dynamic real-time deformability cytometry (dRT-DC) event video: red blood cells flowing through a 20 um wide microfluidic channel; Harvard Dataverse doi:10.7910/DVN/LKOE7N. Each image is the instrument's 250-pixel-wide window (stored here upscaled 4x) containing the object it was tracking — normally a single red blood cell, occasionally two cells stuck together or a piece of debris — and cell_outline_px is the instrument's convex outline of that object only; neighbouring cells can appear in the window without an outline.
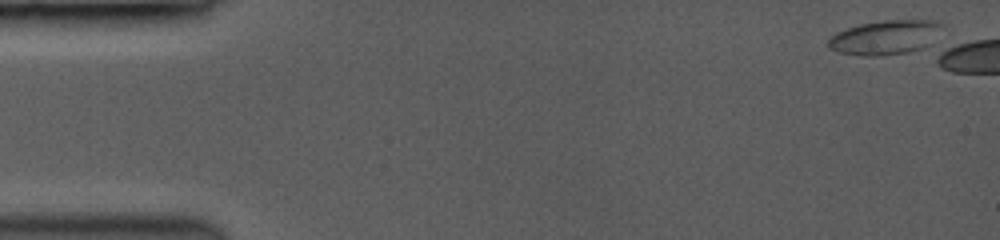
{"species": "common noctule bat (a hibernating species)", "species_latin": "Nyctalus noctula", "temperature_condition": "room temperature", "stored_images_in_passage": 25, "camera_frame_rate_fps": 3500, "um_per_image_px": 0.085, "animal": {"sex": "female", "body_mass_g": 19.0, "forearm_length_mm": 53.3}, "frame": {"image": 1, "passage_image": 1, "time_ms": 0.0, "image_size_px": [1000, 240], "cell_outline_px": [[936, 24], [920, 48], [904, 52], [840, 52], [828, 48], [828, 40], [832, 36], [848, 28], [864, 24], [888, 20], [920, 20]], "centroid_in_image_um": [75.01, 3.13], "position_along_channel_um": 10.0, "area_um2": 19.54}}
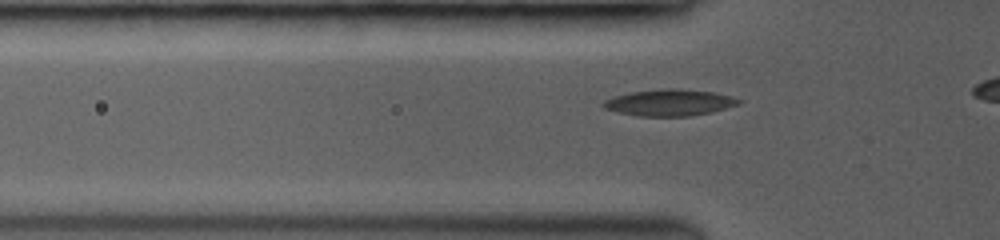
{"frame": {"image": 2, "passage_image": 18, "time_ms": 4.857, "image_size_px": [1000, 240], "cell_outline_px": [[740, 104], [708, 112], [688, 116], [640, 116], [620, 112], [604, 108], [600, 104], [604, 100], [616, 96], [632, 92], [712, 92], [728, 96], [740, 100]], "centroid_in_image_um": [56.84, 8.79], "position_along_channel_um": 69.0, "area_um2": 19.07}}
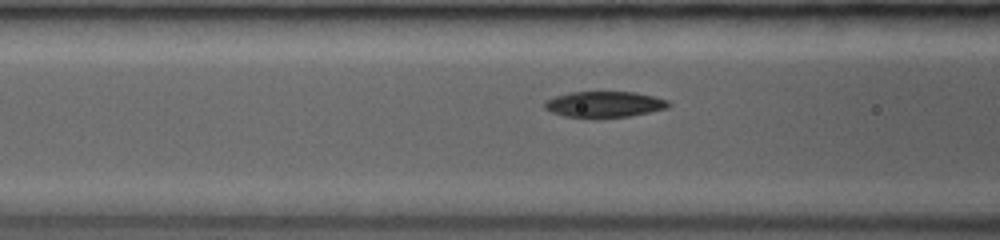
{"frame": {"image": 3, "passage_image": 22, "time_ms": 6.0, "image_size_px": [1000, 240], "cell_outline_px": [[668, 108], [628, 116], [564, 116], [552, 112], [544, 108], [544, 104], [548, 100], [556, 96], [572, 92], [632, 92], [652, 96], [668, 100]], "centroid_in_image_um": [51.37, 8.85], "position_along_channel_um": 115.2, "area_um2": 17.98}}